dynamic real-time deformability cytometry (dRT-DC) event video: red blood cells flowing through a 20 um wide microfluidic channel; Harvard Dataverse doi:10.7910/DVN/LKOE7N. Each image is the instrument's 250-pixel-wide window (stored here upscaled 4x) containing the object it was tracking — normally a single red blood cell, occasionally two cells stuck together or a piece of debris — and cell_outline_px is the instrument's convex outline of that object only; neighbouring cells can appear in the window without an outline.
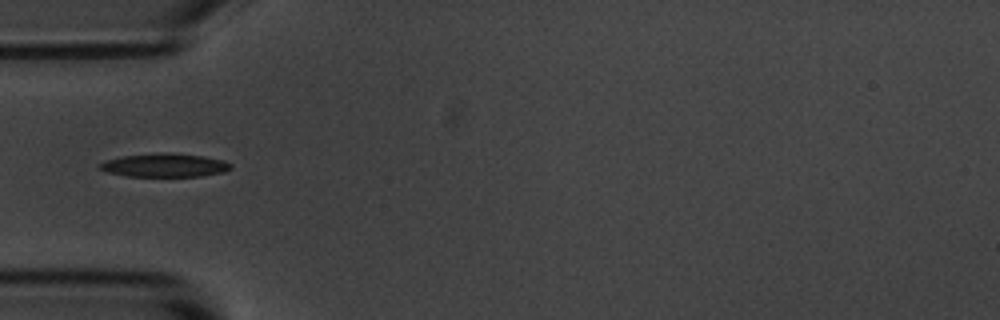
{"species": "common noctule bat (a hibernating species)", "species_latin": "Nyctalus noctula", "temperature_condition": "room temperature", "stored_images_in_passage": 5, "camera_frame_rate_fps": 3000, "um_per_image_px": 0.085, "animal": {"sex": "male", "body_mass_g": 20.1, "forearm_length_mm": 53.5}, "frame": {"image": 1, "passage_image": 4, "time_ms": 3.333, "image_size_px": [1000, 320], "cell_outline_px": [[232, 168], [224, 172], [200, 176], [124, 176], [108, 172], [100, 168], [100, 164], [108, 160], [124, 156], [160, 152], [168, 152], [204, 156], [224, 160], [232, 164]], "centroid_in_image_um": [14.06, 14.04], "position_along_channel_um": 70.9, "area_um2": 17.86}}